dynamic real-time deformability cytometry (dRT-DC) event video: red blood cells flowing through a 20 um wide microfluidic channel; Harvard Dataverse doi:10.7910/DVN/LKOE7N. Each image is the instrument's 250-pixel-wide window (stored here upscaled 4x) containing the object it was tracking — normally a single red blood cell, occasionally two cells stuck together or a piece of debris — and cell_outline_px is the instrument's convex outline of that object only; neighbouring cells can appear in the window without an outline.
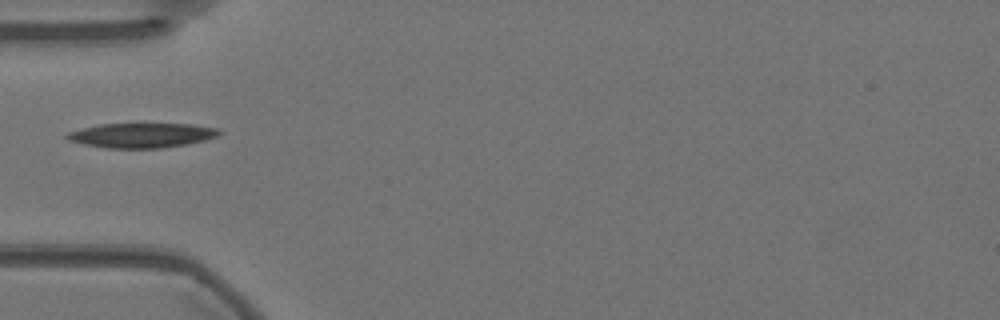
{"species": "Egyptian fruit bat (a non-hibernating species)", "species_latin": "Rousettus aegyptiacus", "temperature_condition": "warm", "stored_images_in_passage": 39, "camera_frame_rate_fps": 3000, "um_per_image_px": 0.085, "animal": {"sex": "female"}, "frame": {"image": 1, "passage_image": 1, "time_ms": 0.0, "image_size_px": [1000, 320], "cell_outline_px": [[220, 132], [216, 136], [204, 140], [188, 144], [160, 148], [104, 148], [84, 144], [68, 140], [64, 136], [68, 132], [100, 124], [192, 124], [216, 128]], "centroid_in_image_um": [12.01, 11.51], "position_along_channel_um": 73.0, "area_um2": 21.68}}
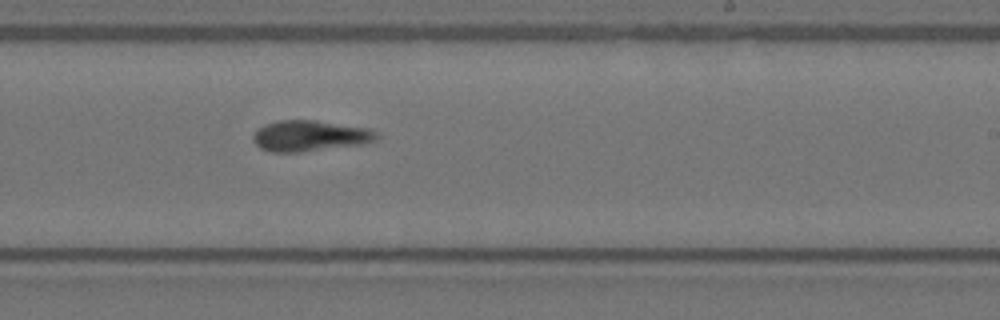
{"frame": {"image": 2, "passage_image": 17, "time_ms": 5.333, "image_size_px": [1000, 320], "cell_outline_px": [[380, 136], [376, 140], [364, 144], [300, 152], [272, 152], [260, 148], [252, 140], [252, 136], [264, 124], [280, 120], [316, 120], [368, 128], [376, 132]], "centroid_in_image_um": [26.36, 11.55], "position_along_channel_um": 262.6, "area_um2": 22.25}}
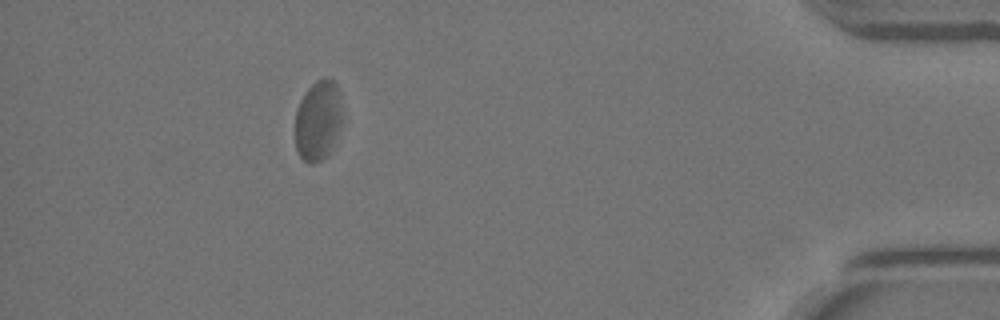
{"frame": {"image": 3, "passage_image": 34, "time_ms": 11.0, "image_size_px": [1000, 320], "cell_outline_px": [[344, 120], [332, 148], [328, 156], [312, 164], [308, 164], [300, 156], [296, 148], [296, 112], [300, 100], [304, 92], [316, 80], [324, 76], [332, 80], [336, 84], [344, 116]], "centroid_in_image_um": [27.07, 10.24], "position_along_channel_um": 408.1, "area_um2": 22.43}}